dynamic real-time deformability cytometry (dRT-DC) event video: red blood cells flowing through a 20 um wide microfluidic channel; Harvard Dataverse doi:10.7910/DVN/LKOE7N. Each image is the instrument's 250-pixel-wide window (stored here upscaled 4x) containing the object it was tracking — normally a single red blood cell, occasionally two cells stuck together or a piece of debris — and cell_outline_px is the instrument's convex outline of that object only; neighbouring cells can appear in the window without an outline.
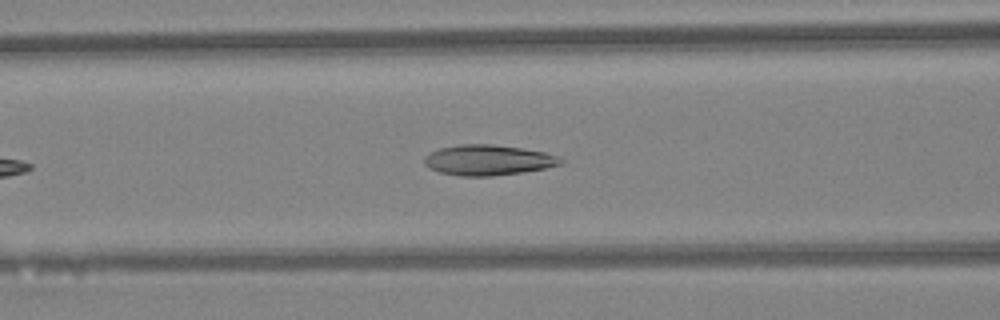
{"species": "Egyptian fruit bat (a non-hibernating species)", "species_latin": "Rousettus aegyptiacus", "temperature_condition": "warm", "stored_images_in_passage": 34, "camera_frame_rate_fps": 3000, "um_per_image_px": 0.085, "animal": {"sex": "female"}, "frame": {"image": 1, "passage_image": 9, "time_ms": 2.667, "image_size_px": [1000, 320], "cell_outline_px": [[564, 160], [560, 164], [544, 168], [524, 172], [492, 176], [460, 176], [440, 172], [428, 168], [424, 164], [424, 156], [440, 148], [460, 144], [492, 144], [520, 148], [544, 152], [556, 156]], "centroid_in_image_um": [41.45, 13.61], "position_along_channel_um": 125.1, "area_um2": 24.04}}
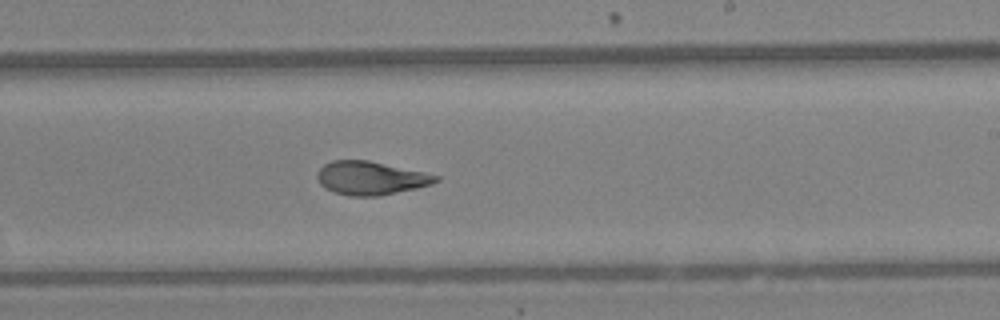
{"frame": {"image": 2, "passage_image": 18, "time_ms": 5.667, "image_size_px": [1000, 320], "cell_outline_px": [[440, 180], [432, 184], [416, 188], [380, 196], [352, 196], [336, 192], [324, 188], [320, 184], [316, 176], [320, 168], [324, 164], [332, 160], [368, 160], [424, 172], [440, 176]], "centroid_in_image_um": [31.51, 15.13], "position_along_channel_um": 257.5, "area_um2": 23.06}}
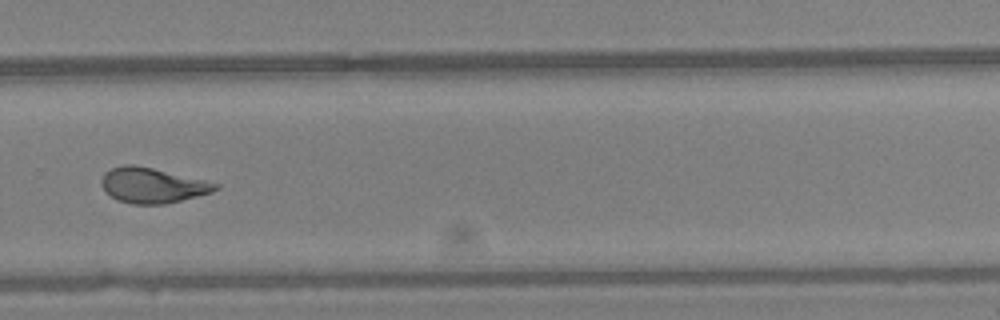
{"frame": {"image": 3, "passage_image": 22, "time_ms": 7.0, "image_size_px": [1000, 320], "cell_outline_px": [[220, 188], [212, 192], [164, 204], [132, 204], [116, 200], [104, 192], [100, 184], [100, 180], [104, 172], [112, 168], [124, 164], [132, 164], [152, 168], [220, 184]], "centroid_in_image_um": [12.88, 15.76], "position_along_channel_um": 316.9, "area_um2": 23.35}, "authors_computed_cell_mechanics": {"area_um2": 23.3223, "velocity_mm_per_s": 4.4393, "shape_relaxation_time_tau1_ms": 10.6038, "shape_relaxation_time_tau2_ms": 1.6071, "deformation_change_tau1": 0.2987, "deformation_change_tau2": 0.0879}}